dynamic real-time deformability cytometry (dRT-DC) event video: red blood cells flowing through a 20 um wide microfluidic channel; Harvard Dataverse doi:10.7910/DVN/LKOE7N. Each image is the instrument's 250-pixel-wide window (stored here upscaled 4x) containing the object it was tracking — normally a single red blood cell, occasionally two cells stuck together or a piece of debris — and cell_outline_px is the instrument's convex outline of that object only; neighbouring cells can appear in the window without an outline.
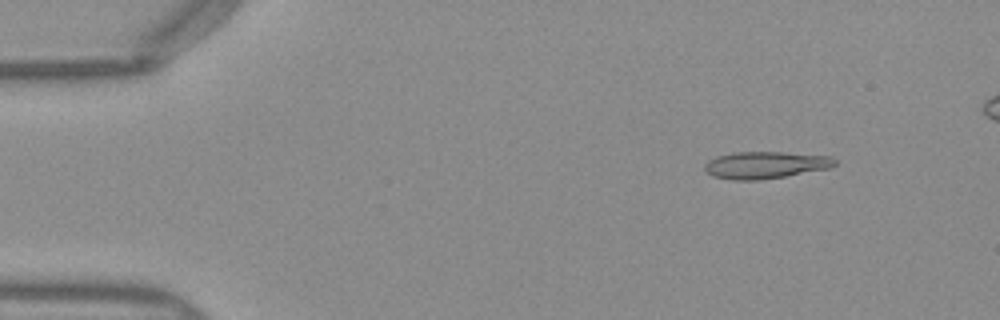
{"species": "Egyptian fruit bat (a non-hibernating species)", "species_latin": "Rousettus aegyptiacus", "temperature_condition": "warm", "stored_images_in_passage": 49, "camera_frame_rate_fps": 3000, "um_per_image_px": 0.085, "frame": {"image": 1, "passage_image": 6, "time_ms": 1.667, "image_size_px": [1000, 320], "cell_outline_px": [[836, 164], [832, 168], [760, 180], [732, 180], [712, 176], [704, 168], [704, 164], [708, 160], [716, 156], [736, 152], [784, 152], [832, 156], [836, 160]], "centroid_in_image_um": [65.07, 14.02], "position_along_channel_um": 19.9, "area_um2": 20.63}}
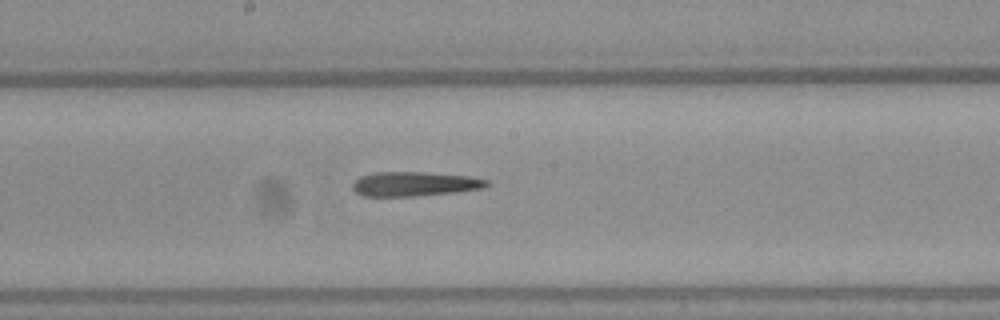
{"frame": {"image": 2, "passage_image": 27, "time_ms": 8.667, "image_size_px": [1000, 320], "cell_outline_px": [[492, 184], [480, 188], [456, 192], [412, 196], [364, 196], [356, 192], [352, 188], [352, 184], [360, 176], [372, 172], [424, 172], [468, 176], [488, 180]], "centroid_in_image_um": [35.22, 15.63], "position_along_channel_um": 213.0, "area_um2": 19.02}}
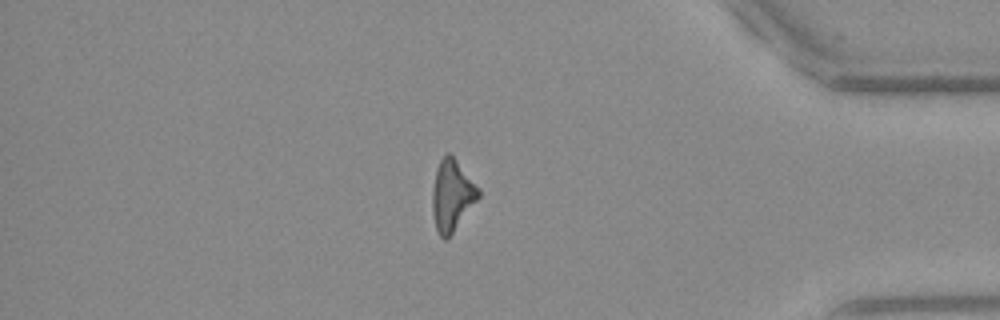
{"frame": {"image": 3, "passage_image": 43, "time_ms": 14.0, "image_size_px": [1000, 320], "cell_outline_px": [[480, 196], [452, 232], [444, 240], [440, 236], [436, 228], [432, 212], [432, 188], [436, 168], [440, 160], [448, 152], [452, 156], [480, 188]], "centroid_in_image_um": [38.4, 16.59], "position_along_channel_um": 396.8, "area_um2": 18.73}}